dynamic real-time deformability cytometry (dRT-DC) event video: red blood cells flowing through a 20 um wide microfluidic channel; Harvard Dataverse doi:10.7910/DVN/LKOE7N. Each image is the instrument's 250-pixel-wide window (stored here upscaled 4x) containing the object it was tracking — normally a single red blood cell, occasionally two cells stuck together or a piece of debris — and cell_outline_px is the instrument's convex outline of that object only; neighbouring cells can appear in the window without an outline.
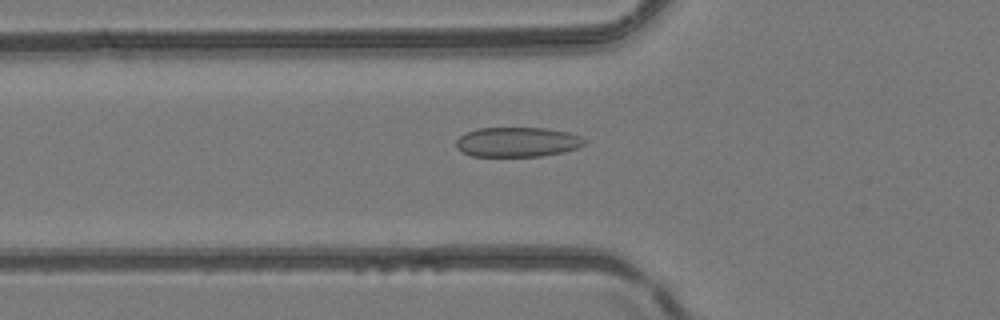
{"species": "common noctule bat (a hibernating species)", "species_latin": "Nyctalus noctula", "temperature_condition": "room temperature", "stored_images_in_passage": 50, "camera_frame_rate_fps": 3000, "um_per_image_px": 0.085, "animal": {"sex": "female", "body_mass_g": 24.6, "forearm_length_mm": 56.2}, "frame": {"image": 1, "passage_image": 18, "time_ms": 5.667, "image_size_px": [1000, 320], "cell_outline_px": [[584, 144], [576, 148], [564, 152], [540, 156], [472, 156], [460, 152], [456, 148], [456, 140], [460, 136], [476, 128], [548, 128], [568, 132], [580, 136], [584, 140]], "centroid_in_image_um": [43.94, 12.07], "position_along_channel_um": 81.9, "area_um2": 22.25}}
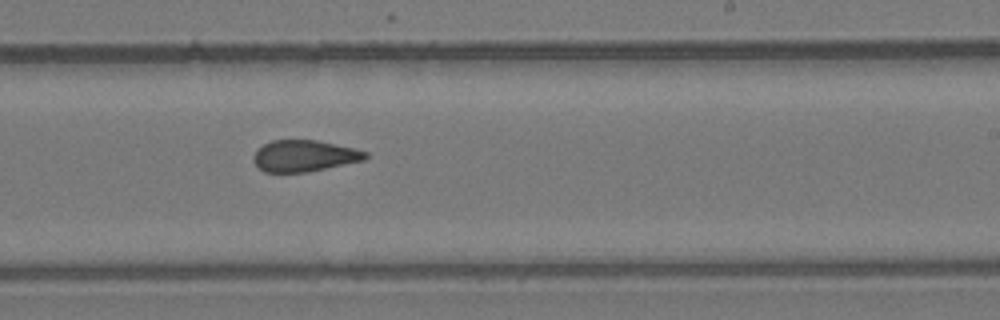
{"frame": {"image": 2, "passage_image": 31, "time_ms": 10.0, "image_size_px": [1000, 320], "cell_outline_px": [[368, 156], [364, 160], [308, 172], [264, 172], [252, 160], [252, 156], [256, 148], [272, 140], [316, 140], [352, 148], [368, 152]], "centroid_in_image_um": [25.82, 13.25], "position_along_channel_um": 263.2, "area_um2": 20.46}}
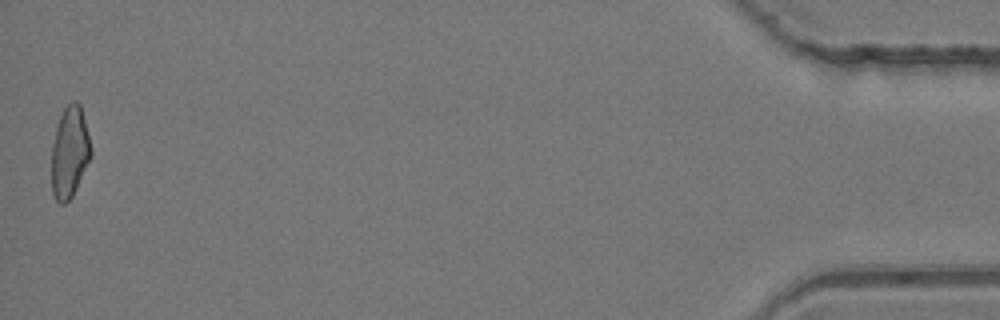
{"frame": {"image": 3, "passage_image": 50, "time_ms": 16.333, "image_size_px": [1000, 320], "cell_outline_px": [[92, 156], [72, 196], [64, 204], [60, 204], [56, 200], [52, 192], [52, 144], [56, 128], [60, 116], [64, 108], [72, 100], [76, 100], [80, 104], [92, 148]], "centroid_in_image_um": [5.93, 12.93], "position_along_channel_um": 429.3, "area_um2": 20.92}, "authors_computed_cell_mechanics": {"area_um2": 21.675, "velocity_mm_per_s": 4.1584, "shape_relaxation_time_tau1_ms": null, "shape_relaxation_time_tau2_ms": 1.751, "deformation_change_tau1": null, "deformation_change_tau2": 0.0929}}